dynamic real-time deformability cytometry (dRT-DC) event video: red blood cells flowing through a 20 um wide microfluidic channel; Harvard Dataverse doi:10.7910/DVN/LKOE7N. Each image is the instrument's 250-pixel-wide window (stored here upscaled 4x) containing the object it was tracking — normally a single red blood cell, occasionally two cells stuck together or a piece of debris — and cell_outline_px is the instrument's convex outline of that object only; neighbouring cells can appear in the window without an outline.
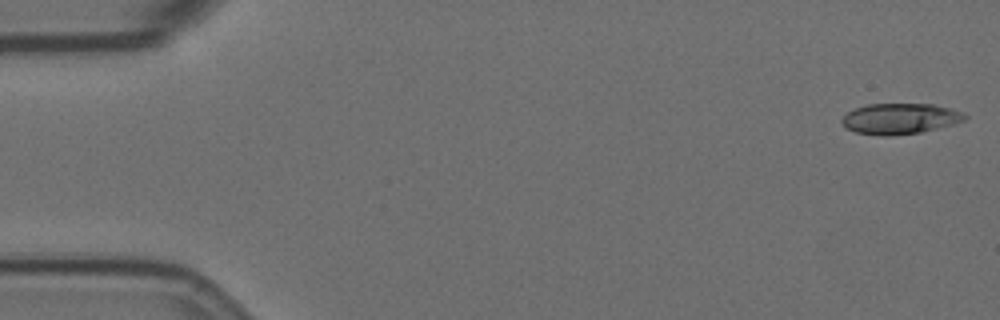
{"species": "Egyptian fruit bat (a non-hibernating species)", "species_latin": "Rousettus aegyptiacus", "temperature_condition": "room temperature", "stored_images_in_passage": 57, "camera_frame_rate_fps": 3000, "um_per_image_px": 0.085, "animal": {"sex": "female"}, "frame": {"image": 1, "passage_image": 1, "time_ms": 0.0, "image_size_px": [1000, 320], "cell_outline_px": [[968, 116], [964, 120], [952, 124], [920, 132], [892, 136], [880, 136], [856, 132], [844, 128], [840, 120], [848, 112], [856, 108], [868, 104], [932, 104], [964, 112]], "centroid_in_image_um": [76.46, 10.09], "position_along_channel_um": 8.5, "area_um2": 21.96}}
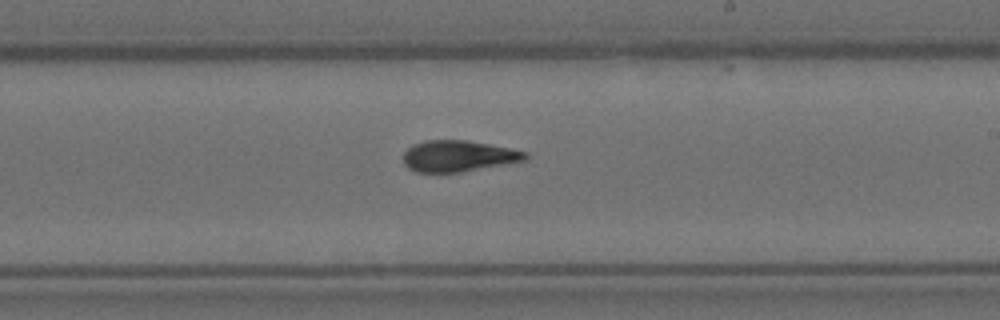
{"frame": {"image": 2, "passage_image": 33, "time_ms": 10.667, "image_size_px": [1000, 320], "cell_outline_px": [[528, 156], [524, 160], [460, 172], [416, 172], [408, 168], [404, 164], [404, 152], [412, 144], [424, 140], [464, 140], [488, 144], [528, 152]], "centroid_in_image_um": [38.9, 13.26], "position_along_channel_um": 250.1, "area_um2": 21.91}}
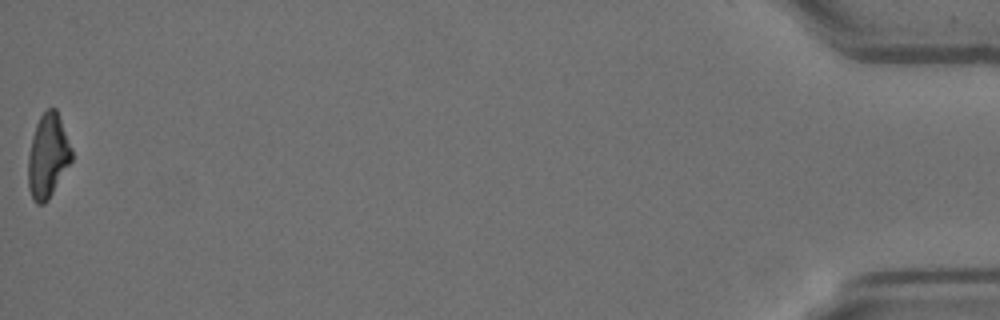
{"frame": {"image": 3, "passage_image": 57, "time_ms": 18.667, "image_size_px": [1000, 320], "cell_outline_px": [[72, 160], [48, 200], [44, 204], [36, 204], [32, 200], [28, 188], [28, 156], [32, 136], [36, 124], [40, 116], [48, 108], [56, 108], [60, 116], [72, 148]], "centroid_in_image_um": [4.06, 13.26], "position_along_channel_um": 431.1, "area_um2": 21.44}, "authors_computed_cell_mechanics": {"area_um2": 22.4842, "velocity_mm_per_s": 3.5162, "shape_relaxation_time_tau1_ms": 5.1418, "shape_relaxation_time_tau2_ms": 3.3187, "deformation_change_tau1": 0.195, "deformation_change_tau2": 0.119}}